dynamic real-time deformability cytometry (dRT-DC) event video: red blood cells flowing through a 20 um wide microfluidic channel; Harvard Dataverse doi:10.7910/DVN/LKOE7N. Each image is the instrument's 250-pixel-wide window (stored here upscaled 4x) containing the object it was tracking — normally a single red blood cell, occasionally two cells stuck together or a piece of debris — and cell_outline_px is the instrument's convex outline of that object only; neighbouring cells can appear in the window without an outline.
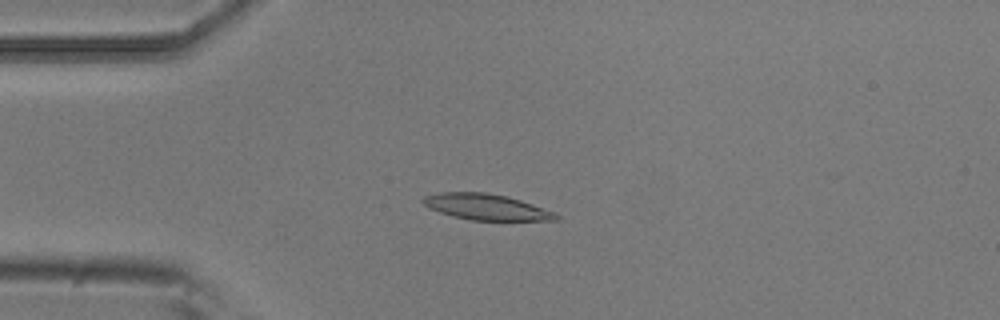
{"species": "common noctule bat (a hibernating species)", "species_latin": "Nyctalus noctula", "temperature_condition": "room temperature", "stored_images_in_passage": 5, "camera_frame_rate_fps": 3000, "um_per_image_px": 0.085, "animal": {"sex": "male", "body_mass_g": 20.5, "forearm_length_mm": 52.5}, "frame": {"image": 1, "passage_image": 4, "time_ms": 1.0, "image_size_px": [1000, 320], "cell_outline_px": [[560, 220], [472, 220], [452, 216], [428, 208], [420, 200], [424, 196], [440, 192], [484, 192], [508, 196], [556, 212], [560, 216]], "centroid_in_image_um": [41.33, 17.59], "position_along_channel_um": 43.7, "area_um2": 20.17}}
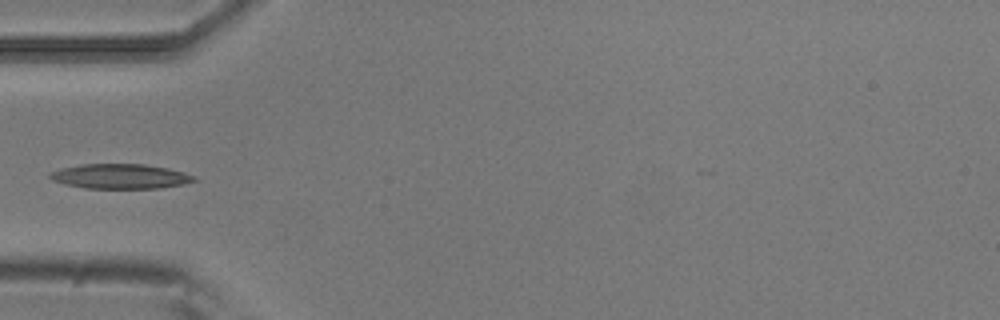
{"frame": {"image": 2, "passage_image": 5, "time_ms": 1.333, "image_size_px": [1000, 320], "cell_outline_px": [[200, 180], [184, 184], [160, 188], [84, 188], [64, 184], [52, 180], [48, 176], [48, 172], [60, 168], [80, 164], [144, 164], [168, 168], [184, 172], [196, 176]], "centroid_in_image_um": [10.23, 14.98], "position_along_channel_um": 74.8, "area_um2": 21.1}}